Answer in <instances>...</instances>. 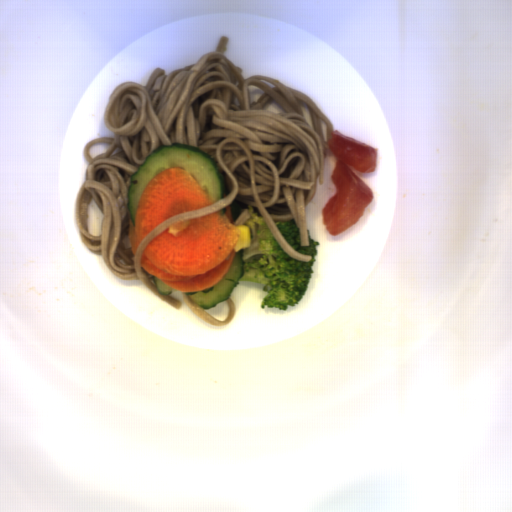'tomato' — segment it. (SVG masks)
Listing matches in <instances>:
<instances>
[{
    "mask_svg": "<svg viewBox=\"0 0 512 512\" xmlns=\"http://www.w3.org/2000/svg\"><path fill=\"white\" fill-rule=\"evenodd\" d=\"M327 145L336 159L330 177L335 194L322 209V221L332 237L352 228L374 198L369 185L352 167L365 174L372 173L377 167L379 155L377 148L337 130H331Z\"/></svg>",
    "mask_w": 512,
    "mask_h": 512,
    "instance_id": "obj_1",
    "label": "tomato"
}]
</instances>
